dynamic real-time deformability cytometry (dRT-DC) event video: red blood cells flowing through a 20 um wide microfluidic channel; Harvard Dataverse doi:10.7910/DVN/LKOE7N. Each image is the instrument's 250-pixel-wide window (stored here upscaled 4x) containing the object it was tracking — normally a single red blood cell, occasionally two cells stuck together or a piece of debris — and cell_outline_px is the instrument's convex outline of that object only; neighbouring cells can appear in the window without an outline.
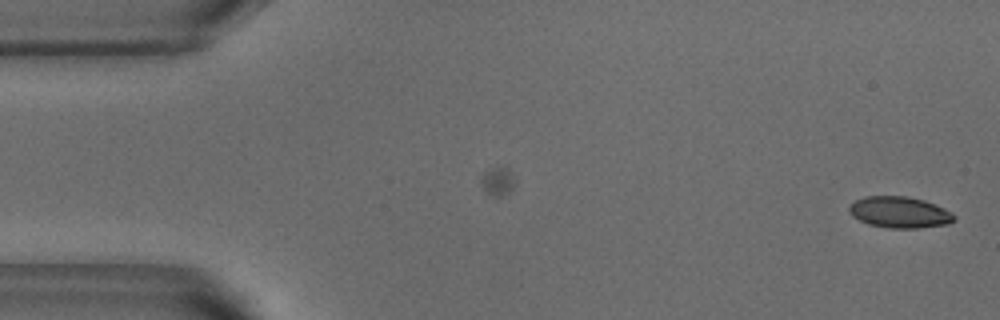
{"species": "common noctule bat (a hibernating species)", "species_latin": "Nyctalus noctula", "temperature_condition": "warm", "stored_images_in_passage": 44, "camera_frame_rate_fps": 3000, "um_per_image_px": 0.085, "animal": {"sex": "male", "body_mass_g": 18.8}, "frame": {"image": 1, "passage_image": 1, "time_ms": 0.0, "image_size_px": [1000, 320], "cell_outline_px": [[956, 220], [948, 224], [920, 228], [888, 228], [868, 224], [852, 216], [848, 212], [848, 208], [856, 200], [864, 196], [908, 196], [924, 200], [944, 208], [952, 212], [956, 216]], "centroid_in_image_um": [76.48, 18.05], "position_along_channel_um": 8.5, "area_um2": 19.31}}
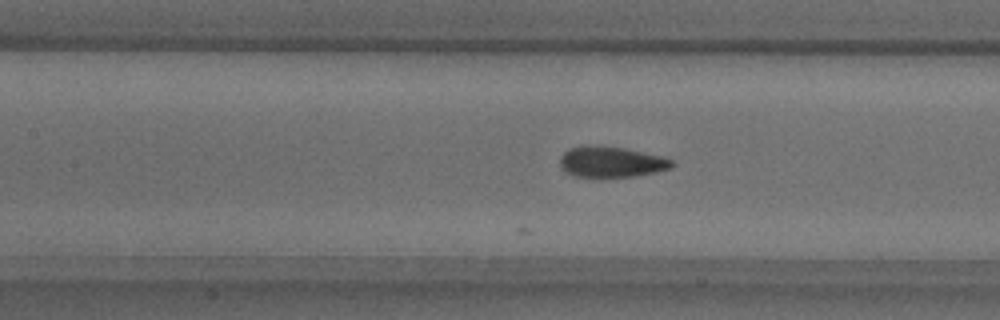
{"frame": {"image": 2, "passage_image": 22, "time_ms": 7.0, "image_size_px": [1000, 320], "cell_outline_px": [[676, 164], [672, 168], [656, 172], [632, 176], [576, 176], [564, 172], [560, 164], [560, 156], [568, 148], [580, 144], [592, 144], [624, 148], [664, 156], [672, 160]], "centroid_in_image_um": [51.95, 13.73], "position_along_channel_um": 155.5, "area_um2": 20.35}}
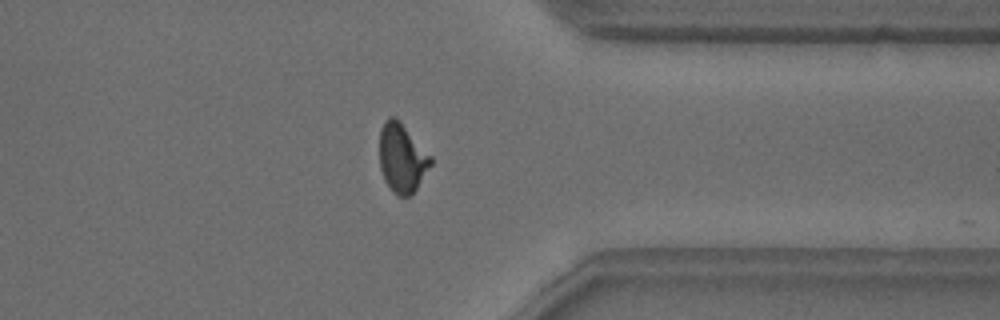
{"frame": {"image": 3, "passage_image": 40, "time_ms": 13.0, "image_size_px": [1000, 320], "cell_outline_px": [[432, 164], [412, 196], [400, 196], [392, 192], [384, 180], [380, 168], [380, 128], [388, 116], [396, 116], [400, 120], [432, 156]], "centroid_in_image_um": [34.18, 13.42], "position_along_channel_um": 377.2, "area_um2": 20.92}, "authors_computed_cell_mechanics": {"area_um2": 20.3456, "velocity_mm_per_s": 3.8323, "shape_relaxation_time_tau1_ms": 2.5075, "shape_relaxation_time_tau2_ms": null, "deformation_change_tau1": 0.1324, "deformation_change_tau2": null}}